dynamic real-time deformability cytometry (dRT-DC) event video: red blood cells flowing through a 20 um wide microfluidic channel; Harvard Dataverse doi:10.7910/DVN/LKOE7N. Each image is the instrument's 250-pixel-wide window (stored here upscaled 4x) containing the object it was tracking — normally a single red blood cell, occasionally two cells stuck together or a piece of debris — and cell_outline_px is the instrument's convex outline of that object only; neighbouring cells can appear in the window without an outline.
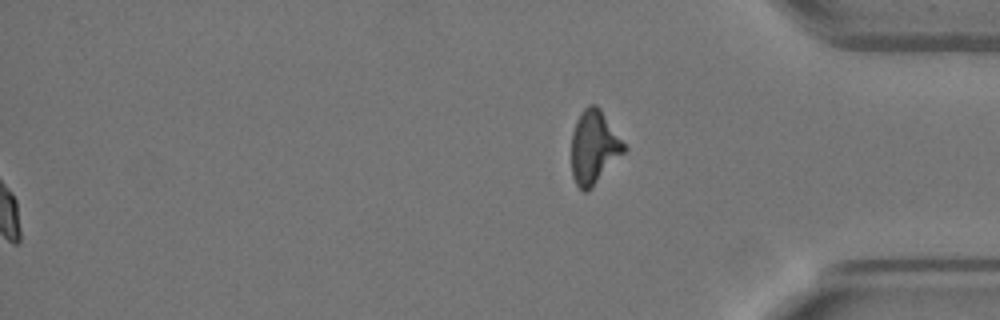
{"species": "Egyptian fruit bat (a non-hibernating species)", "species_latin": "Rousettus aegyptiacus", "temperature_condition": "warm", "stored_images_in_passage": 53, "segment_of_instrument_passage": [2, 2], "camera_frame_rate_fps": 3000, "um_per_image_px": 0.085, "animal": {"sex": "female"}, "frame": {"image": 1, "passage_image": 53, "time_ms": 17.333, "image_size_px": [1000, 320], "cell_outline_px": [[628, 148], [592, 188], [588, 192], [584, 192], [576, 184], [572, 176], [572, 132], [576, 120], [580, 112], [588, 104], [596, 104], [600, 108]], "centroid_in_image_um": [50.48, 12.51], "position_along_channel_um": 384.7, "area_um2": 22.6}}